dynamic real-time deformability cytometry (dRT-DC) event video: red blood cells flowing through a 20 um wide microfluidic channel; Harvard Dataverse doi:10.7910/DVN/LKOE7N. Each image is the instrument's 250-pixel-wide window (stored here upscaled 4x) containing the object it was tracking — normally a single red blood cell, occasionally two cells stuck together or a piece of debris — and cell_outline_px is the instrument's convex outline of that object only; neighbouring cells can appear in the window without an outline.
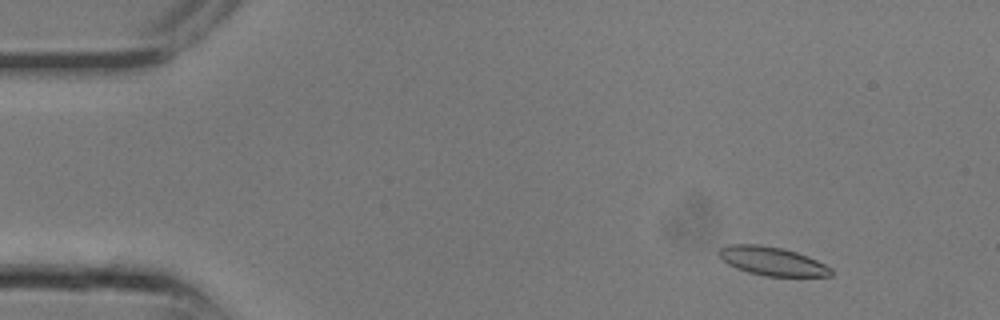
{"species": "common noctule bat (a hibernating species)", "species_latin": "Nyctalus noctula", "temperature_condition": "room temperature", "stored_images_in_passage": 18, "camera_frame_rate_fps": 3000, "um_per_image_px": 0.085, "animal": {"sex": "male", "body_mass_g": 13.3}, "frame": {"image": 1, "passage_image": 2, "time_ms": 0.333, "image_size_px": [1000, 320], "cell_outline_px": [[832, 276], [764, 276], [748, 272], [736, 268], [728, 264], [716, 252], [720, 248], [728, 244], [756, 244], [780, 248], [796, 252], [808, 256], [832, 268]], "centroid_in_image_um": [65.62, 22.2], "position_along_channel_um": 19.4, "area_um2": 18.61}}
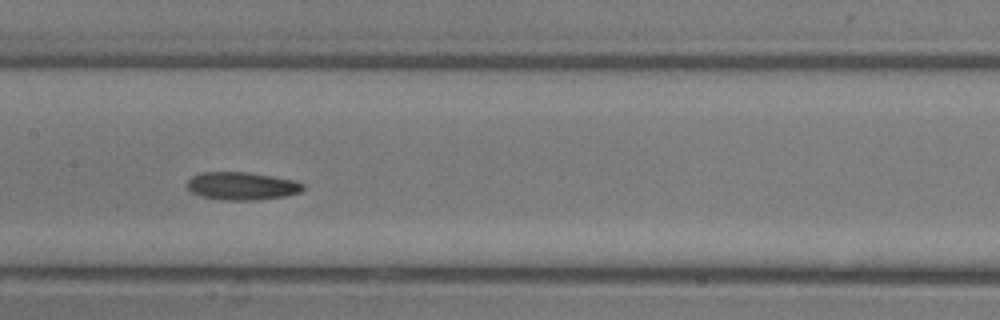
{"frame": {"image": 2, "passage_image": 12, "time_ms": 3.667, "image_size_px": [1000, 320], "cell_outline_px": [[304, 188], [300, 192], [284, 196], [260, 200], [224, 200], [200, 196], [192, 192], [188, 188], [188, 180], [192, 176], [200, 172], [248, 172], [296, 180], [304, 184]], "centroid_in_image_um": [20.57, 15.81], "position_along_channel_um": 186.8, "area_um2": 18.9}}
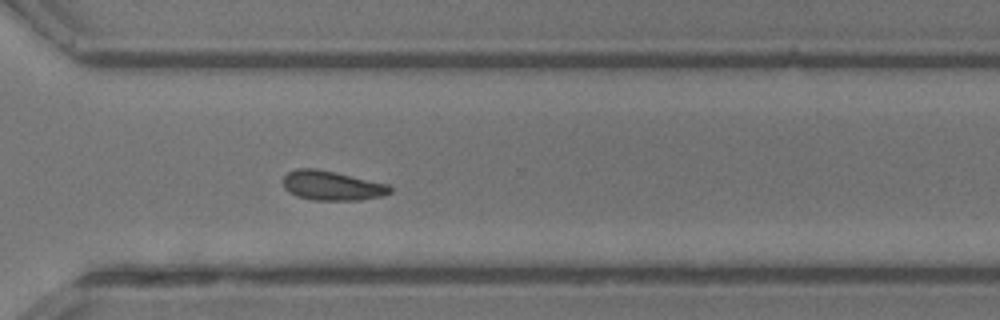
{"frame": {"image": 3, "passage_image": 18, "time_ms": 5.667, "image_size_px": [1000, 320], "cell_outline_px": [[392, 192], [380, 196], [360, 200], [312, 200], [296, 196], [288, 192], [284, 188], [284, 176], [288, 172], [296, 168], [316, 168], [336, 172], [388, 184], [392, 188]], "centroid_in_image_um": [28.2, 15.77], "position_along_channel_um": 342.4, "area_um2": 18.44}}